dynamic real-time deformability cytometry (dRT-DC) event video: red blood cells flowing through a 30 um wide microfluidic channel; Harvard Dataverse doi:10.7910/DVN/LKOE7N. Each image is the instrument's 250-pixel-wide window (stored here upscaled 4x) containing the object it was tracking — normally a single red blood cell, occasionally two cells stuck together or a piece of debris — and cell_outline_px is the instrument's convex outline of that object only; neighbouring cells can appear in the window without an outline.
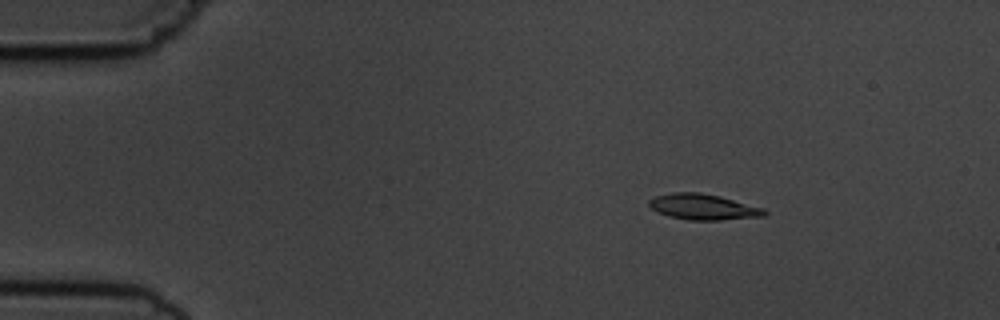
{"species": "common noctule bat (a hibernating species)", "species_latin": "Nyctalus noctula", "temperature_condition": "cold", "stored_images_in_passage": 5, "camera_frame_rate_fps": 3000, "um_per_image_px": 0.085, "animal": {"sex": "male", "body_mass_g": 19.5, "forearm_length_mm": 54.6}, "frame": {"image": 1, "passage_image": 3, "time_ms": 2.333, "image_size_px": [1000, 320], "cell_outline_px": [[768, 212], [764, 216], [720, 220], [688, 220], [668, 216], [656, 212], [648, 204], [648, 200], [656, 196], [672, 192], [700, 192], [720, 196], [764, 208]], "centroid_in_image_um": [59.76, 17.58], "position_along_channel_um": 25.2, "area_um2": 17.4}}